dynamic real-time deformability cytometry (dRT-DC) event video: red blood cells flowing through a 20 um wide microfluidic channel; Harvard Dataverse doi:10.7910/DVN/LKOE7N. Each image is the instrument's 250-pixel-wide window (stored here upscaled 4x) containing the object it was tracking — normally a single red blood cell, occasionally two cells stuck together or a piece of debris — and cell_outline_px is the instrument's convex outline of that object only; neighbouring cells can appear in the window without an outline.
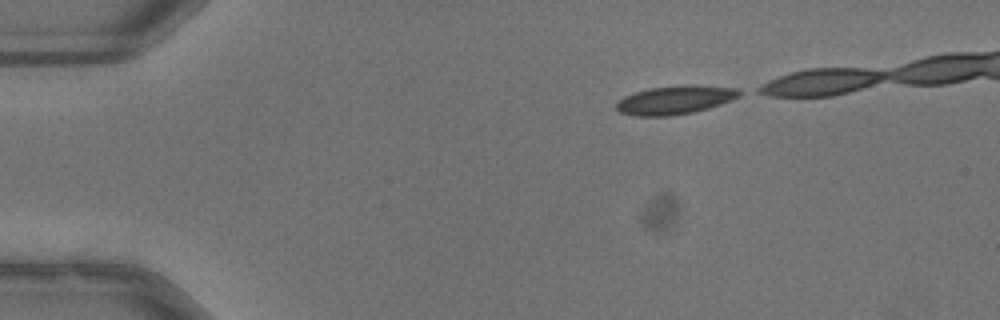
{"species": "common noctule bat (a hibernating species)", "species_latin": "Nyctalus noctula", "temperature_condition": "warm", "stored_images_in_passage": 35, "camera_frame_rate_fps": 3000, "um_per_image_px": 0.085, "animal": {"sex": "male", "body_mass_g": 13.3}, "frame": {"image": 1, "passage_image": 1, "time_ms": 0.0, "image_size_px": [1000, 320], "cell_outline_px": [[748, 92], [732, 100], [708, 108], [692, 112], [672, 116], [636, 116], [620, 112], [616, 108], [616, 104], [624, 96], [636, 92], [652, 88], [684, 84], [688, 84], [736, 88]], "centroid_in_image_um": [57.45, 8.49], "position_along_channel_um": 27.6, "area_um2": 20.58}}
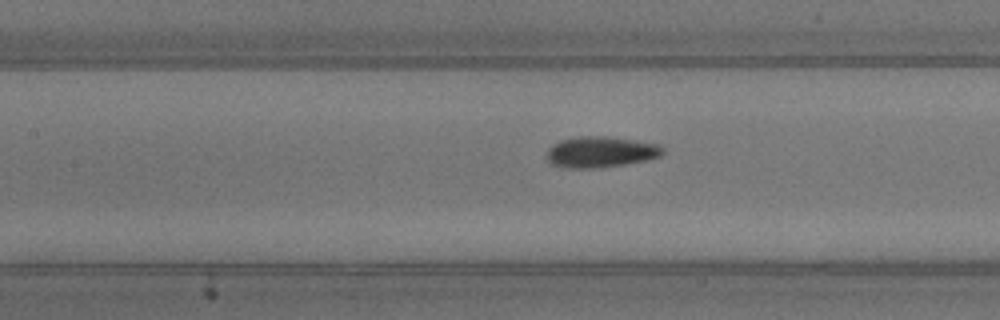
{"frame": {"image": 2, "passage_image": 16, "time_ms": 5.0, "image_size_px": [1000, 320], "cell_outline_px": [[664, 152], [660, 156], [648, 160], [624, 164], [596, 168], [568, 168], [552, 164], [548, 160], [548, 148], [552, 144], [560, 140], [580, 136], [604, 136], [660, 144], [664, 148]], "centroid_in_image_um": [51.07, 12.91], "position_along_channel_um": 156.3, "area_um2": 20.87}}
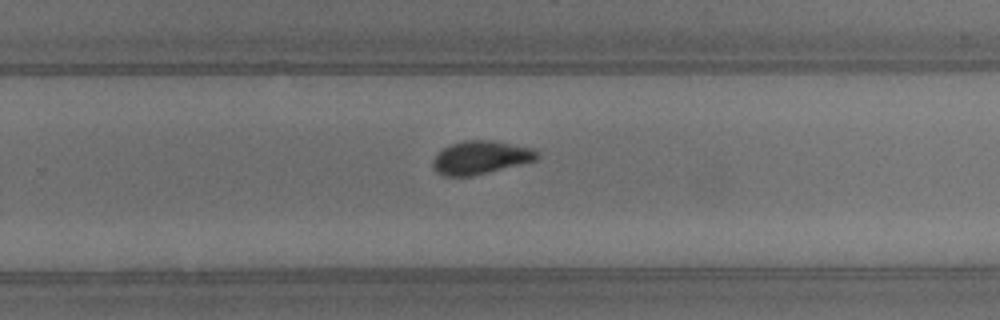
{"frame": {"image": 3, "passage_image": 26, "time_ms": 8.333, "image_size_px": [1000, 320], "cell_outline_px": [[540, 156], [536, 160], [472, 176], [444, 176], [436, 172], [432, 168], [432, 160], [444, 148], [452, 144], [464, 140], [492, 140], [536, 148], [540, 152]], "centroid_in_image_um": [40.89, 13.38], "position_along_channel_um": 288.9, "area_um2": 20.29}}